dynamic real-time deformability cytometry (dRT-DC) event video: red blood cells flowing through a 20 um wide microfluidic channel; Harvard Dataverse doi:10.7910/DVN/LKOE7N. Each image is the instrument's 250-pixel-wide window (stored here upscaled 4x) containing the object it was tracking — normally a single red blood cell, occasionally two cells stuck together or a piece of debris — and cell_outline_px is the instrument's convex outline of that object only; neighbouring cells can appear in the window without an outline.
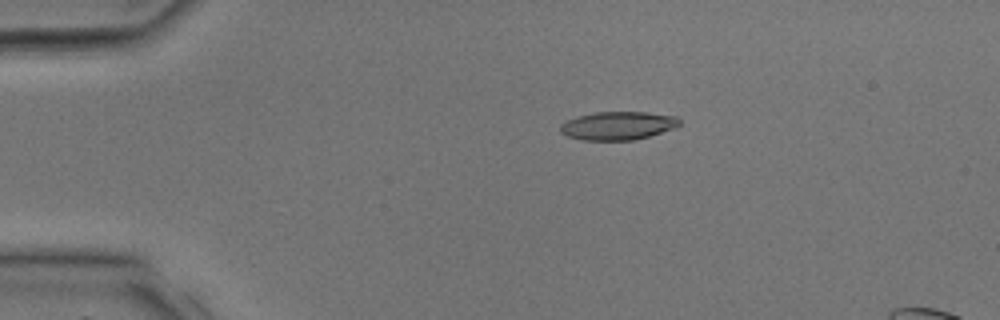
{"species": "common noctule bat (a hibernating species)", "species_latin": "Nyctalus noctula", "temperature_condition": "room temperature", "stored_images_in_passage": 25, "camera_frame_rate_fps": 3000, "um_per_image_px": 0.085, "animal": {"sex": "male", "body_mass_g": 17.9, "forearm_length_mm": 54.2}, "frame": {"image": 1, "passage_image": 4, "time_ms": 1.0, "image_size_px": [1000, 320], "cell_outline_px": [[680, 124], [676, 128], [648, 136], [632, 140], [580, 140], [568, 136], [560, 132], [560, 124], [576, 116], [596, 112], [644, 112], [676, 116], [680, 120]], "centroid_in_image_um": [52.51, 10.68], "position_along_channel_um": 32.5, "area_um2": 19.65}}
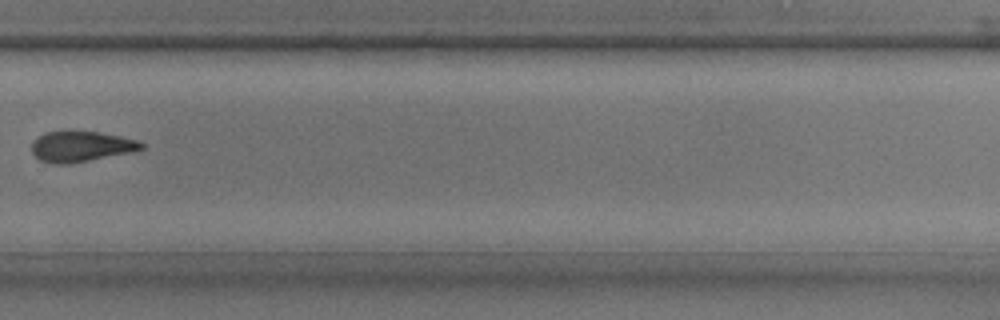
{"frame": {"image": 2, "passage_image": 21, "time_ms": 6.667, "image_size_px": [1000, 320], "cell_outline_px": [[144, 148], [136, 152], [72, 164], [52, 164], [40, 160], [32, 156], [32, 140], [48, 132], [100, 132], [120, 136], [136, 140], [144, 144]], "centroid_in_image_um": [6.91, 12.49], "position_along_channel_um": 322.9, "area_um2": 19.77}}
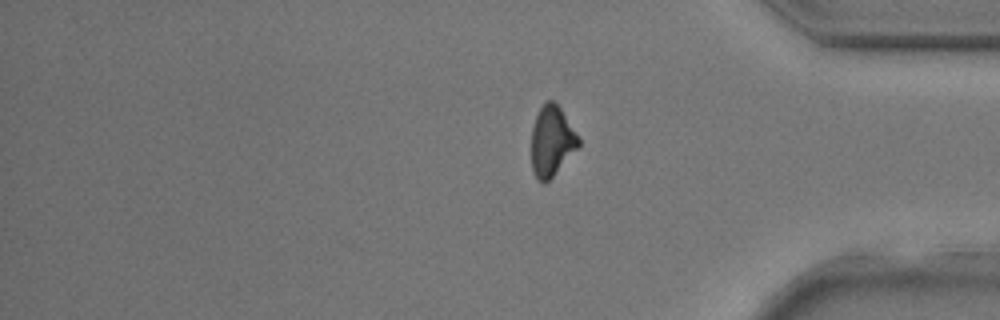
{"frame": {"image": 3, "passage_image": 25, "time_ms": 8.0, "image_size_px": [1000, 320], "cell_outline_px": [[580, 144], [552, 176], [544, 184], [536, 180], [532, 172], [532, 128], [536, 116], [540, 108], [548, 100], [552, 100], [560, 108], [580, 140]], "centroid_in_image_um": [46.86, 12.02], "position_along_channel_um": 388.3, "area_um2": 18.79}}